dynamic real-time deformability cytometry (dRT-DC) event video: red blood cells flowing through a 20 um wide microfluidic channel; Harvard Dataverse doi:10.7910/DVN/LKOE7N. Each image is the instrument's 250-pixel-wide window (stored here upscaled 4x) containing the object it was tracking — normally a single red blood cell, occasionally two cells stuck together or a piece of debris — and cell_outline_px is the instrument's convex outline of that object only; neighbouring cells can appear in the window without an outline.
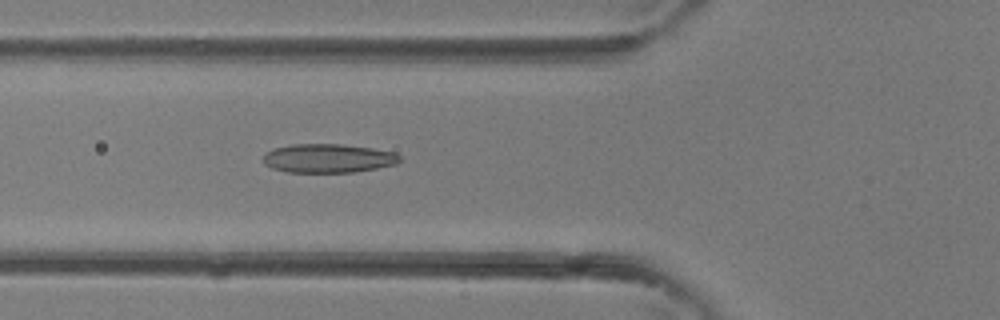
{"species": "common noctule bat (a hibernating species)", "species_latin": "Nyctalus noctula", "temperature_condition": "room temperature", "stored_images_in_passage": 5, "camera_frame_rate_fps": 3000, "um_per_image_px": 0.085, "animal": {"sex": "female"}, "frame": {"image": 1, "passage_image": 5, "time_ms": 1.333, "image_size_px": [1000, 320], "cell_outline_px": [[400, 160], [396, 164], [376, 168], [352, 172], [288, 172], [272, 168], [264, 164], [264, 156], [268, 152], [276, 148], [292, 144], [340, 144], [372, 148], [392, 152], [400, 156]], "centroid_in_image_um": [27.89, 13.45], "position_along_channel_um": 97.9, "area_um2": 22.66}}